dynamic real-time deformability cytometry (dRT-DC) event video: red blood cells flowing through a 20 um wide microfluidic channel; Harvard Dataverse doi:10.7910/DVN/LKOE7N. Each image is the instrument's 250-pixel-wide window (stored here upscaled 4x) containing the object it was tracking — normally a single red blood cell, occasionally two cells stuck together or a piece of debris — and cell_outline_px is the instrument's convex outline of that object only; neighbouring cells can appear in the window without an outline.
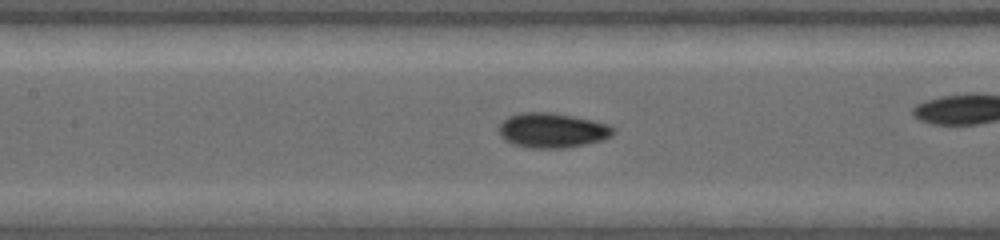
{"species": "common noctule bat (a hibernating species)", "species_latin": "Nyctalus noctula", "temperature_condition": "warm", "stored_images_in_passage": 23, "camera_frame_rate_fps": 4500, "um_per_image_px": 0.085, "animal": {"sex": "female", "body_mass_g": 19.0, "forearm_length_mm": 53.3}, "frame": {"image": 1, "passage_image": 17, "time_ms": 3.778, "image_size_px": [1000, 240], "cell_outline_px": [[616, 132], [612, 136], [604, 140], [568, 148], [532, 148], [512, 144], [504, 140], [500, 136], [500, 124], [508, 116], [520, 112], [552, 112], [592, 120], [608, 124], [616, 128]], "centroid_in_image_um": [46.97, 11.08], "position_along_channel_um": 160.4, "area_um2": 23.47}}
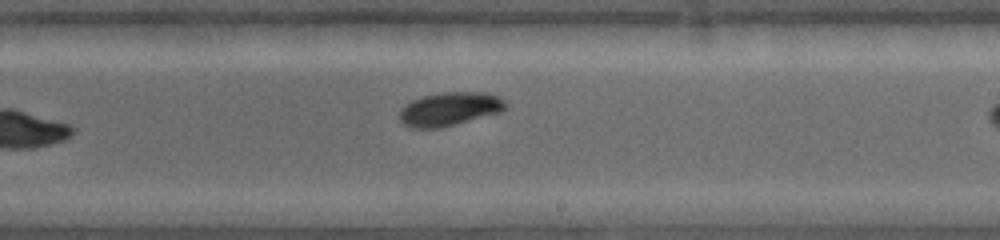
{"frame": {"image": 2, "passage_image": 23, "time_ms": 7.111, "image_size_px": [1000, 240], "cell_outline_px": [[504, 108], [500, 112], [440, 128], [412, 128], [404, 124], [400, 120], [400, 108], [412, 100], [424, 96], [444, 92], [488, 92], [500, 96], [504, 100]], "centroid_in_image_um": [38.2, 9.26], "position_along_channel_um": 250.8, "area_um2": 20.58}}